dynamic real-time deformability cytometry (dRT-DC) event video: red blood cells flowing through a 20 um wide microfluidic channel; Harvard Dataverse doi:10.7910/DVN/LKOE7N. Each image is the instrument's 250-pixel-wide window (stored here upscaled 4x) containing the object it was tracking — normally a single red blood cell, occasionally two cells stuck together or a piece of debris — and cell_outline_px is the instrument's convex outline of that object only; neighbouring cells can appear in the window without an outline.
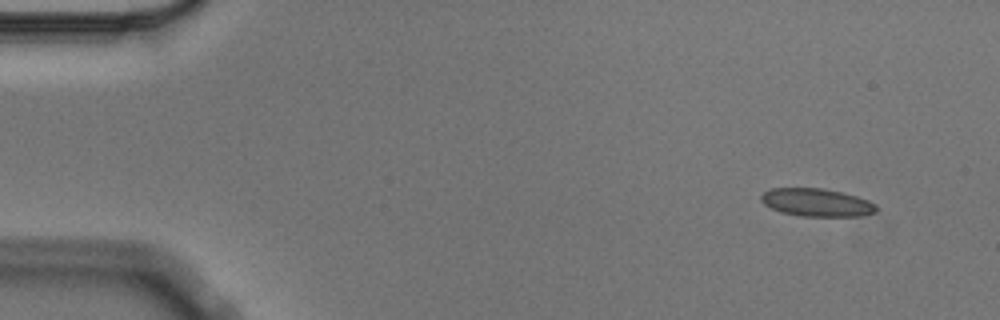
{"species": "Egyptian fruit bat (a non-hibernating species)", "species_latin": "Rousettus aegyptiacus", "temperature_condition": "cold", "stored_images_in_passage": 6, "camera_frame_rate_fps": 3000, "um_per_image_px": 0.085, "animal": {"sex": "male"}, "frame": {"image": 1, "passage_image": 1, "time_ms": 0.0, "image_size_px": [1000, 320], "cell_outline_px": [[876, 212], [860, 216], [800, 216], [780, 212], [764, 204], [760, 200], [760, 196], [764, 192], [772, 188], [820, 188], [840, 192], [856, 196], [868, 200], [876, 204]], "centroid_in_image_um": [69.4, 17.21], "position_along_channel_um": 15.6, "area_um2": 18.67}}
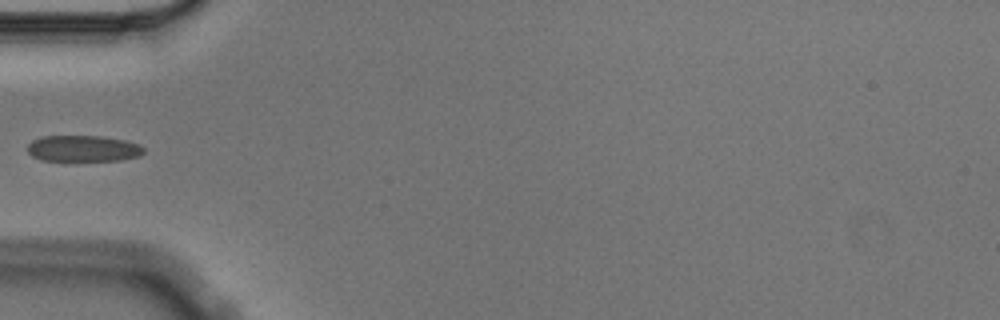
{"frame": {"image": 2, "passage_image": 5, "time_ms": 1.333, "image_size_px": [1000, 320], "cell_outline_px": [[144, 152], [140, 156], [120, 160], [40, 160], [32, 156], [28, 152], [28, 144], [32, 140], [40, 136], [100, 136], [124, 140], [140, 144], [144, 148]], "centroid_in_image_um": [7.06, 12.61], "position_along_channel_um": 77.9, "area_um2": 17.74}}
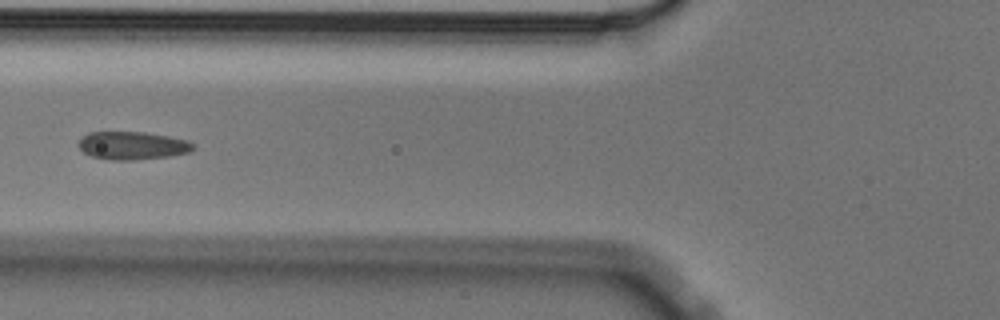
{"frame": {"image": 3, "passage_image": 6, "time_ms": 1.667, "image_size_px": [1000, 320], "cell_outline_px": [[196, 148], [192, 152], [172, 156], [132, 160], [108, 160], [92, 156], [84, 152], [76, 144], [88, 132], [144, 132], [168, 136], [188, 140], [196, 144]], "centroid_in_image_um": [11.31, 12.38], "position_along_channel_um": 114.5, "area_um2": 18.96}}